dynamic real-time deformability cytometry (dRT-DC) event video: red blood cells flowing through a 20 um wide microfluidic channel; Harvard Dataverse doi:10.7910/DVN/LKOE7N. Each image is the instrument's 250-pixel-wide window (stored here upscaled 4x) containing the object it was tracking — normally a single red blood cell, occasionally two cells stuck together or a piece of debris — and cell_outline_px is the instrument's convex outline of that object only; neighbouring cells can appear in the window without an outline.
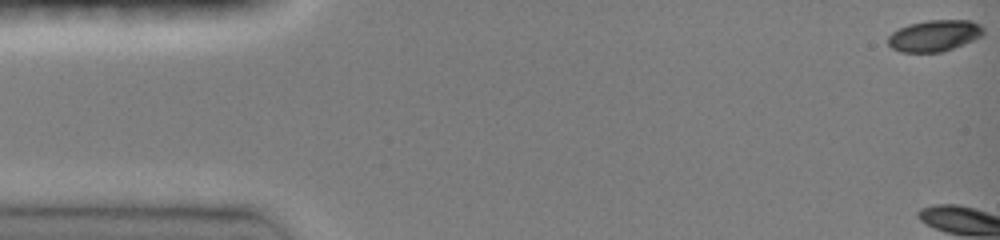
{"species": "common noctule bat (a hibernating species)", "species_latin": "Nyctalus noctula", "temperature_condition": "room temperature", "stored_images_in_passage": 4, "camera_frame_rate_fps": 3000, "um_per_image_px": 0.085, "animal": {"sex": "female", "body_mass_g": 19.0, "forearm_length_mm": 51.5}, "frame": {"image": 1, "passage_image": 1, "time_ms": 0.0, "image_size_px": [1000, 240], "cell_outline_px": [[984, 36], [964, 44], [940, 52], [900, 52], [892, 48], [888, 44], [888, 36], [892, 32], [908, 24], [928, 20], [968, 20], [980, 24], [984, 28]], "centroid_in_image_um": [79.44, 3.03], "position_along_channel_um": 5.6, "area_um2": 17.51}}